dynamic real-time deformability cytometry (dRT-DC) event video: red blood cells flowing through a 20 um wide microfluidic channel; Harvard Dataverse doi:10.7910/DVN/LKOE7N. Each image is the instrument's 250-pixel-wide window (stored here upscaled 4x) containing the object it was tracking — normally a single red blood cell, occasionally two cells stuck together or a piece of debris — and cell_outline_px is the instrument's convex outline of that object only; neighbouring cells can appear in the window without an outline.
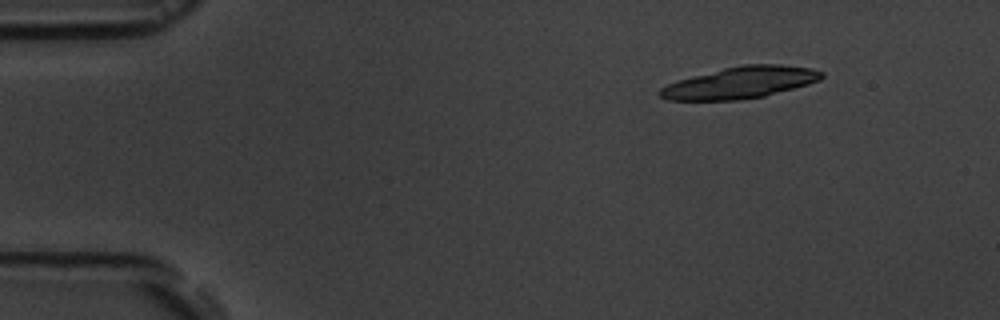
{"species": "common noctule bat (a hibernating species)", "species_latin": "Nyctalus noctula", "temperature_condition": "room temperature", "stored_images_in_passage": 6, "camera_frame_rate_fps": 3000, "um_per_image_px": 0.085, "animal": {"sex": "male", "body_mass_g": 19.5, "forearm_length_mm": 54.6}, "frame": {"image": 1, "passage_image": 1, "time_ms": 0.0, "image_size_px": [1000, 320], "cell_outline_px": [[824, 76], [820, 80], [808, 84], [764, 96], [736, 100], [668, 100], [660, 96], [656, 92], [660, 88], [676, 80], [724, 68], [744, 64], [780, 64], [812, 68], [824, 72]], "centroid_in_image_um": [62.92, 7.02], "position_along_channel_um": 22.1, "area_um2": 29.82}}